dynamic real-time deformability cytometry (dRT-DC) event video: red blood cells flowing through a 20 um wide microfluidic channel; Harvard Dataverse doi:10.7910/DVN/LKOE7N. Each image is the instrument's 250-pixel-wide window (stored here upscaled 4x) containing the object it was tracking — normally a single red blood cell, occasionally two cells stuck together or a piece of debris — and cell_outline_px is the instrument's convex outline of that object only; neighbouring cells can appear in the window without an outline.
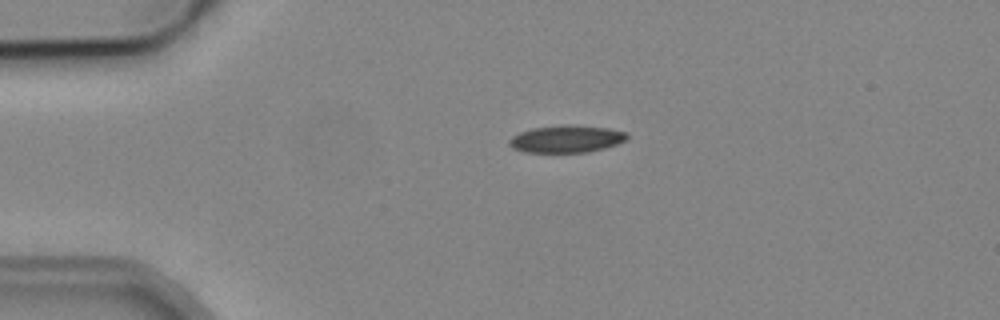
{"species": "common noctule bat (a hibernating species)", "species_latin": "Nyctalus noctula", "temperature_condition": "cold", "stored_images_in_passage": 2, "camera_frame_rate_fps": 3000, "um_per_image_px": 0.085, "animal": {"sex": "male", "body_mass_g": 19.2, "forearm_length_mm": 51.8}, "frame": {"image": 1, "passage_image": 1, "time_ms": 0.0, "image_size_px": [1000, 320], "cell_outline_px": [[628, 136], [624, 140], [616, 144], [604, 148], [588, 152], [524, 152], [512, 148], [508, 144], [508, 140], [512, 136], [520, 132], [532, 128], [564, 124], [568, 124], [608, 128], [628, 132]], "centroid_in_image_um": [48.12, 11.8], "position_along_channel_um": 36.9, "area_um2": 18.79}}